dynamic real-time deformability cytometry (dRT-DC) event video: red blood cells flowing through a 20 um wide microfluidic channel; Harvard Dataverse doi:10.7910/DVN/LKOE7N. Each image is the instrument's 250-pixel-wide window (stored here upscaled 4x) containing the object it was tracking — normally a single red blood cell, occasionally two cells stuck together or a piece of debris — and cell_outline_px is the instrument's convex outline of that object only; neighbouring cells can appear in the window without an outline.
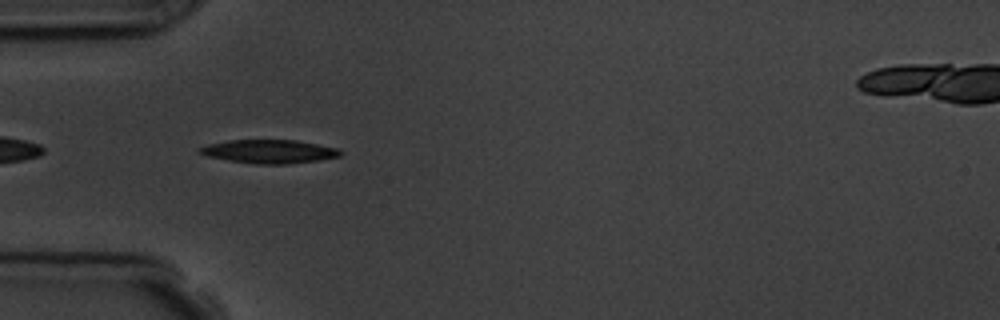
{"species": "common noctule bat (a hibernating species)", "species_latin": "Nyctalus noctula", "temperature_condition": "room temperature", "stored_images_in_passage": 2, "camera_frame_rate_fps": 3000, "um_per_image_px": 0.085, "animal": {"sex": "male", "body_mass_g": 19.5, "forearm_length_mm": 54.6}, "frame": {"image": 1, "passage_image": 1, "time_ms": 0.0, "image_size_px": [1000, 320], "cell_outline_px": [[344, 152], [340, 156], [320, 160], [284, 164], [256, 164], [228, 160], [208, 156], [196, 152], [200, 148], [208, 144], [228, 140], [296, 140], [336, 148]], "centroid_in_image_um": [22.88, 12.87], "position_along_channel_um": 62.1, "area_um2": 19.19}}